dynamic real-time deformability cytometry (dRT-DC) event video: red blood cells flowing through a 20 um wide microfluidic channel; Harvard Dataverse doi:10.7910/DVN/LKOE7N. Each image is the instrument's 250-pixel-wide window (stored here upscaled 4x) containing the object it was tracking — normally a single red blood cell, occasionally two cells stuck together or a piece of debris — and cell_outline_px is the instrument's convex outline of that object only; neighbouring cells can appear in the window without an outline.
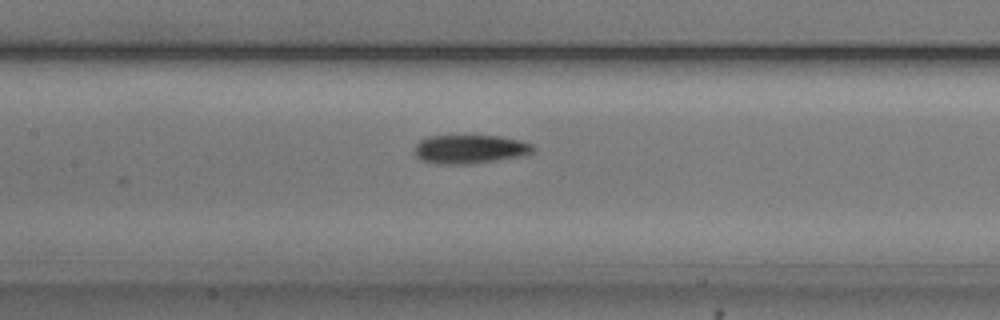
{"species": "common noctule bat (a hibernating species)", "species_latin": "Nyctalus noctula", "temperature_condition": "cold", "stored_images_in_passage": 37, "camera_frame_rate_fps": 3000, "um_per_image_px": 0.085, "animal": {"sex": "male", "body_mass_g": 20.5, "forearm_length_mm": 52.5}, "frame": {"image": 1, "passage_image": 11, "time_ms": 3.333, "image_size_px": [1000, 320], "cell_outline_px": [[536, 148], [532, 152], [520, 156], [472, 164], [436, 164], [420, 160], [416, 156], [416, 144], [420, 140], [428, 136], [500, 136], [520, 140], [532, 144]], "centroid_in_image_um": [39.94, 12.68], "position_along_channel_um": 167.5, "area_um2": 19.83}}
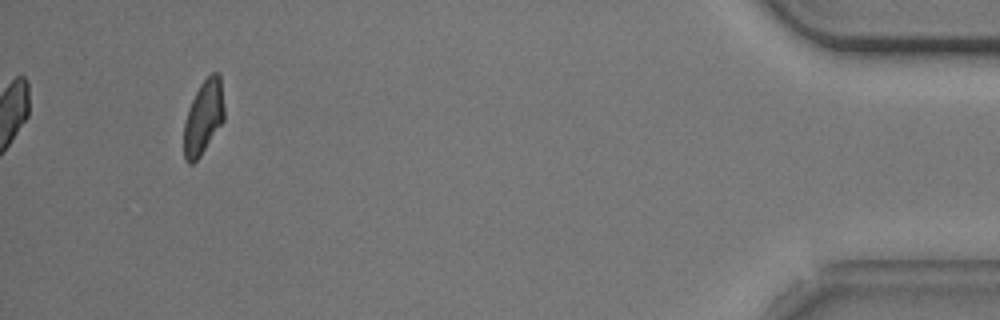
{"frame": {"image": 2, "passage_image": 37, "time_ms": 12.0, "image_size_px": [1000, 320], "cell_outline_px": [[224, 120], [200, 156], [192, 164], [188, 164], [184, 160], [184, 124], [188, 108], [200, 84], [212, 72], [216, 72], [220, 76], [224, 108]], "centroid_in_image_um": [17.28, 9.99], "position_along_channel_um": 417.9, "area_um2": 17.28}, "authors_computed_cell_mechanics": {"area_um2": 18.9584, "velocity_mm_per_s": 3.7231, "shape_relaxation_time_tau1_ms": 3.0295, "shape_relaxation_time_tau2_ms": 3.7026, "deformation_change_tau1": 0.1017, "deformation_change_tau2": 0.0958}}